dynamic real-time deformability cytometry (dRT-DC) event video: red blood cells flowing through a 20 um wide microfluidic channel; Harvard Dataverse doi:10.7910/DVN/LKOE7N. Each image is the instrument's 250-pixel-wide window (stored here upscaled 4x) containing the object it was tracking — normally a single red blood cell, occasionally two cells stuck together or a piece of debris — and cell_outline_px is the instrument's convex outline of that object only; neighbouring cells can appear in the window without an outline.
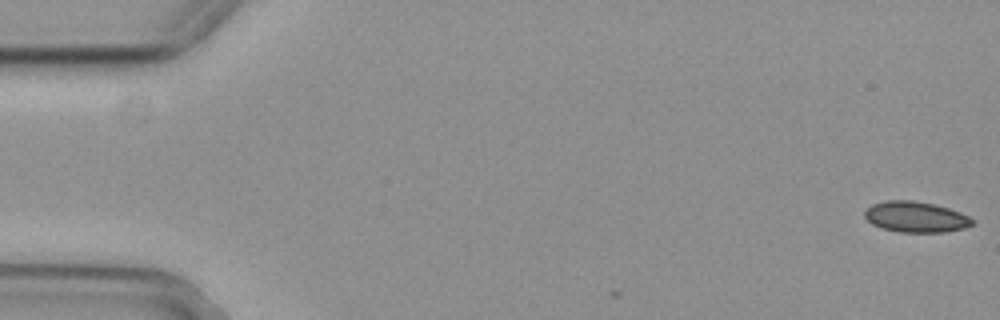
{"species": "common noctule bat (a hibernating species)", "species_latin": "Nyctalus noctula", "temperature_condition": "cold", "stored_images_in_passage": 4, "camera_frame_rate_fps": 3000, "um_per_image_px": 0.085, "animal": {"sex": "female", "body_mass_g": 29.2, "forearm_length_mm": 56.3}, "frame": {"image": 1, "passage_image": 1, "time_ms": 0.0, "image_size_px": [1000, 320], "cell_outline_px": [[976, 220], [972, 224], [964, 228], [944, 232], [896, 232], [880, 228], [872, 224], [864, 216], [864, 212], [872, 204], [884, 200], [912, 200], [932, 204], [948, 208], [960, 212]], "centroid_in_image_um": [77.82, 18.44], "position_along_channel_um": 7.2, "area_um2": 19.36}}